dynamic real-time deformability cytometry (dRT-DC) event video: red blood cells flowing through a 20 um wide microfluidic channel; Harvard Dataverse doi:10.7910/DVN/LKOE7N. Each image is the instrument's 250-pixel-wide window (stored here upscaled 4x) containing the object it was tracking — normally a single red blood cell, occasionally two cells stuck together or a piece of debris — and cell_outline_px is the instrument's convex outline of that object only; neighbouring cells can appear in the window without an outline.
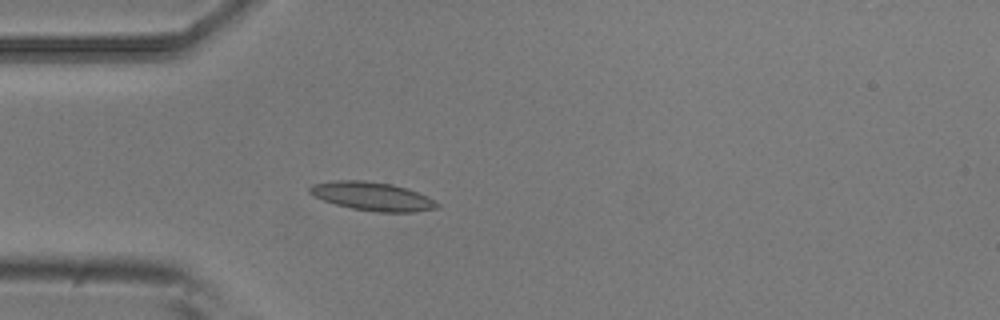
{"species": "common noctule bat (a hibernating species)", "species_latin": "Nyctalus noctula", "temperature_condition": "room temperature", "stored_images_in_passage": 5, "camera_frame_rate_fps": 3000, "um_per_image_px": 0.085, "animal": {"sex": "male", "body_mass_g": 20.5, "forearm_length_mm": 52.5}, "frame": {"image": 1, "passage_image": 5, "time_ms": 1.333, "image_size_px": [1000, 320], "cell_outline_px": [[440, 204], [436, 208], [416, 212], [376, 212], [352, 208], [336, 204], [312, 196], [308, 192], [308, 188], [312, 184], [336, 180], [364, 180], [392, 184], [408, 188], [428, 196], [436, 200]], "centroid_in_image_um": [31.66, 16.68], "position_along_channel_um": 53.3, "area_um2": 21.39}}